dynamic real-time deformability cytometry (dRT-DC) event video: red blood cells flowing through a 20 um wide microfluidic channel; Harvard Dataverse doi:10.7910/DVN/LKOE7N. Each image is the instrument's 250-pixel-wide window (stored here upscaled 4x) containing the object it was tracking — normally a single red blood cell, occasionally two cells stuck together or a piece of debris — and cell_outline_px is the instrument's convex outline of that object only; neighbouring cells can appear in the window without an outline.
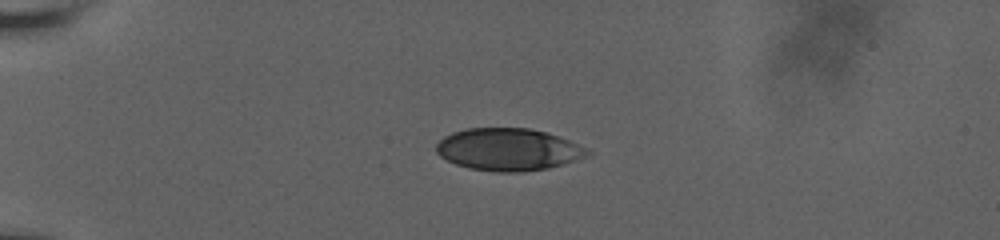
{"species": "human", "species_latin": "Homo sapiens", "temperature_condition": "room temperature", "stored_images_in_passage": 44, "camera_frame_rate_fps": 3000, "um_per_image_px": 0.085, "donor": {"sex": "male"}, "frame": {"image": 1, "passage_image": 1, "time_ms": 0.0, "image_size_px": [1000, 240], "cell_outline_px": [[592, 156], [564, 164], [548, 168], [520, 172], [496, 172], [468, 168], [456, 164], [440, 156], [436, 152], [436, 144], [444, 136], [452, 132], [468, 128], [528, 128], [548, 132], [560, 136], [588, 148], [592, 152]], "centroid_in_image_um": [43.26, 12.7], "position_along_channel_um": 41.7, "area_um2": 37.69}}
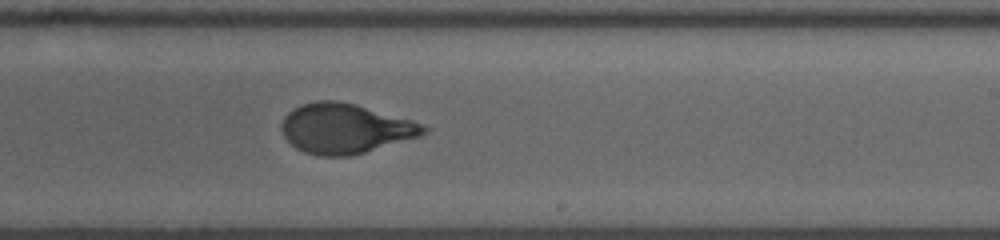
{"frame": {"image": 2, "passage_image": 23, "time_ms": 7.333, "image_size_px": [1000, 240], "cell_outline_px": [[428, 132], [420, 136], [352, 156], [316, 156], [304, 152], [296, 148], [284, 136], [280, 128], [280, 124], [284, 116], [288, 112], [300, 104], [316, 100], [336, 100], [356, 104], [412, 120], [428, 128]], "centroid_in_image_um": [29.31, 10.92], "position_along_channel_um": 259.7, "area_um2": 41.44}}
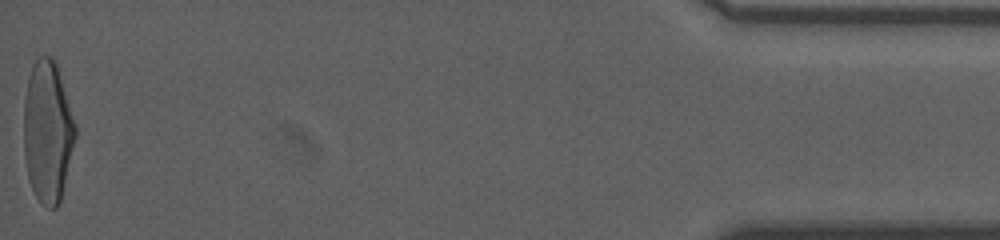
{"frame": {"image": 3, "passage_image": 44, "time_ms": 14.333, "image_size_px": [1000, 240], "cell_outline_px": [[76, 136], [60, 200], [56, 208], [48, 208], [36, 196], [28, 180], [24, 156], [24, 96], [28, 76], [32, 64], [40, 56], [52, 56], [56, 60], [76, 124]], "centroid_in_image_um": [4.04, 11.13], "position_along_channel_um": 431.2, "area_um2": 42.77}, "authors_computed_cell_mechanics": {"area_um2": 41.0958, "velocity_mm_per_s": 3.6662, "shape_relaxation_time_tau1_ms": 4.3918, "shape_relaxation_time_tau2_ms": null, "deformation_change_tau1": 0.1986, "deformation_change_tau2": null}}